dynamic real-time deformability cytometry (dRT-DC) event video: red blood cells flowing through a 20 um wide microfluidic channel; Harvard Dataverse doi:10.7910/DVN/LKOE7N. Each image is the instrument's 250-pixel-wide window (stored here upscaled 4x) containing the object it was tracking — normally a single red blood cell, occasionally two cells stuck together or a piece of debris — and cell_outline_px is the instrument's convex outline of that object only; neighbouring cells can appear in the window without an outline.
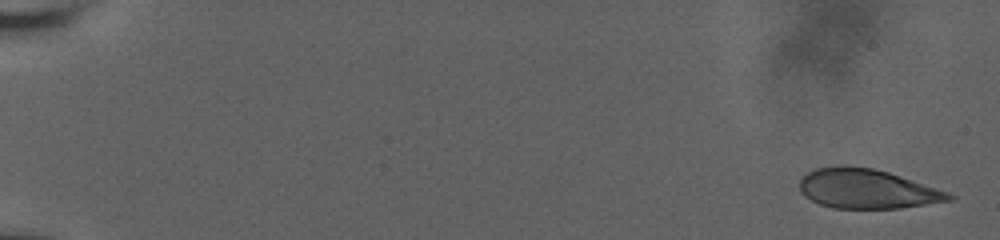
{"species": "human", "species_latin": "Homo sapiens", "temperature_condition": "room temperature", "stored_images_in_passage": 11, "camera_frame_rate_fps": 3000, "um_per_image_px": 0.085, "donor": {"sex": "male"}, "frame": {"image": 1, "passage_image": 1, "time_ms": 0.0, "image_size_px": [1000, 240], "cell_outline_px": [[956, 200], [900, 208], [832, 208], [820, 204], [804, 196], [800, 192], [800, 180], [808, 172], [816, 168], [840, 164], [844, 164], [872, 168], [888, 172], [948, 192], [956, 196]], "centroid_in_image_um": [73.69, 16.04], "position_along_channel_um": 11.3, "area_um2": 34.45}}